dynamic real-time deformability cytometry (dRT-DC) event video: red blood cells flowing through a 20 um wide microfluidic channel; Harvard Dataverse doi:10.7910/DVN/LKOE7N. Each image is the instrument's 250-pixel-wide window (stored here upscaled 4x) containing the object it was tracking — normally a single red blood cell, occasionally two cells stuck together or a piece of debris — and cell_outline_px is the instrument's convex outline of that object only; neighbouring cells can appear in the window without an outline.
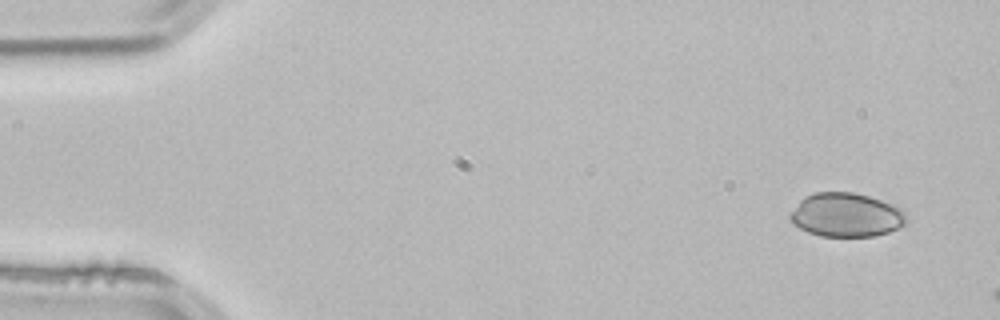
{"species": "common noctule bat (a hibernating species)", "species_latin": "Nyctalus noctula", "temperature_condition": "room temperature", "stored_images_in_passage": 3, "camera_frame_rate_fps": 3000, "um_per_image_px": 0.085, "animal": {"sex": "male", "body_mass_g": 21.5, "forearm_length_mm": 52.0}, "frame": {"image": 1, "passage_image": 1, "time_ms": 0.0, "image_size_px": [1000, 320], "cell_outline_px": [[908, 220], [900, 228], [888, 232], [872, 236], [820, 236], [808, 232], [792, 224], [788, 220], [788, 216], [800, 200], [804, 196], [816, 192], [852, 192], [868, 196], [892, 204], [900, 208], [904, 212]], "centroid_in_image_um": [71.9, 18.27], "position_along_channel_um": 13.1, "area_um2": 29.82}}